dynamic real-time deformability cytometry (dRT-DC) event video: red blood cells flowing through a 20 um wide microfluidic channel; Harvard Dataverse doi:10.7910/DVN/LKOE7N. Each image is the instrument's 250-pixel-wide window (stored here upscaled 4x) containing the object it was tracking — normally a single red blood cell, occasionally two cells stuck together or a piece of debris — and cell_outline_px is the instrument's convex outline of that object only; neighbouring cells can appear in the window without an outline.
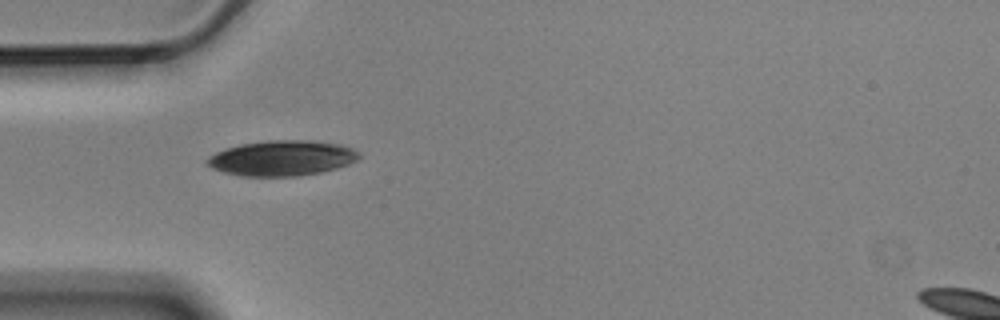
{"species": "Egyptian fruit bat (a non-hibernating species)", "species_latin": "Rousettus aegyptiacus", "temperature_condition": "cold", "stored_images_in_passage": 1, "camera_frame_rate_fps": 3000, "um_per_image_px": 0.085, "animal": {"sex": "male"}, "frame": {"image": 1, "passage_image": 1, "time_ms": 0.0, "image_size_px": [1000, 320], "cell_outline_px": [[360, 156], [356, 160], [348, 164], [336, 168], [320, 172], [296, 176], [244, 176], [224, 172], [212, 168], [204, 164], [204, 160], [216, 152], [224, 148], [240, 144], [272, 140], [312, 140], [340, 144], [352, 148], [360, 152]], "centroid_in_image_um": [23.94, 13.43], "position_along_channel_um": 61.1, "area_um2": 31.33}}